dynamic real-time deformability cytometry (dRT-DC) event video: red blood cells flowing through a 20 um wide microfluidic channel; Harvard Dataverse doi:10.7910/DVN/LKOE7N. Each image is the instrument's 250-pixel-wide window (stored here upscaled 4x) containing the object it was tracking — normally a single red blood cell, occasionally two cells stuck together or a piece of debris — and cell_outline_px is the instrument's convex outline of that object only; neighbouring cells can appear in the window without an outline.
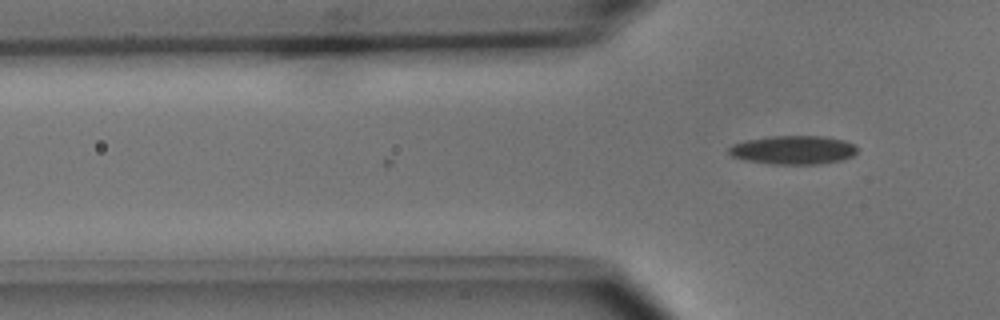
{"species": "common noctule bat (a hibernating species)", "species_latin": "Nyctalus noctula", "temperature_condition": "cold", "stored_images_in_passage": 15, "camera_frame_rate_fps": 3000, "um_per_image_px": 0.085, "animal": {"sex": "male", "body_mass_g": 15.6}, "frame": {"image": 1, "passage_image": 15, "time_ms": 4.667, "image_size_px": [1000, 320], "cell_outline_px": [[856, 152], [852, 156], [840, 160], [816, 164], [772, 164], [748, 160], [732, 156], [728, 152], [728, 148], [732, 144], [744, 140], [768, 136], [824, 136], [844, 140], [856, 144]], "centroid_in_image_um": [67.41, 12.73], "position_along_channel_um": 58.4, "area_um2": 21.44}}